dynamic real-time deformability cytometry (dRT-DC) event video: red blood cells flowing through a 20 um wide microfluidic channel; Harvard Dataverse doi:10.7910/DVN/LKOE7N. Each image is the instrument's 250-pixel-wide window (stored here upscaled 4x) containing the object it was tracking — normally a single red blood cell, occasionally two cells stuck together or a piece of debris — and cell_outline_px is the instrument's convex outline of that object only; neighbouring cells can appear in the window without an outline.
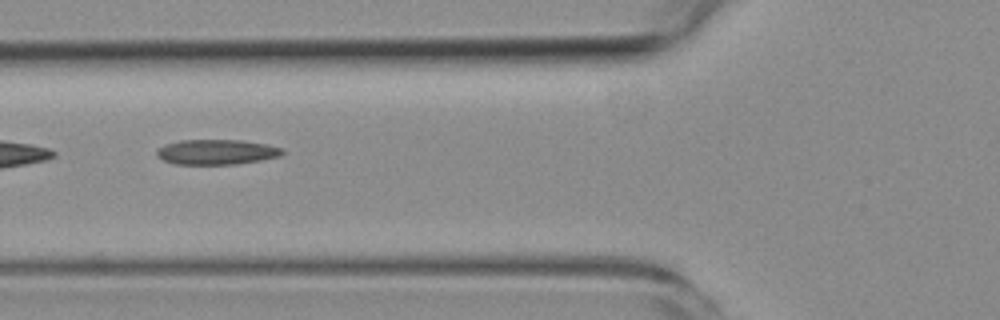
{"species": "common noctule bat (a hibernating species)", "species_latin": "Nyctalus noctula", "temperature_condition": "room temperature", "stored_images_in_passage": 10, "camera_frame_rate_fps": 3000, "um_per_image_px": 0.085, "animal": {"sex": "female", "body_mass_g": 19.3, "forearm_length_mm": 54.1}, "frame": {"image": 1, "passage_image": 5, "time_ms": 6.0, "image_size_px": [1000, 320], "cell_outline_px": [[284, 152], [280, 156], [260, 160], [236, 164], [176, 164], [164, 160], [156, 156], [156, 148], [164, 144], [180, 140], [240, 140], [264, 144], [284, 148]], "centroid_in_image_um": [18.37, 12.91], "position_along_channel_um": 107.4, "area_um2": 18.38}}
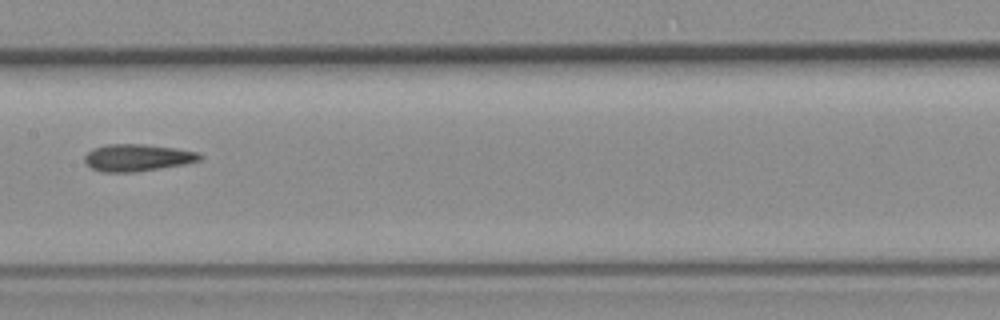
{"frame": {"image": 2, "passage_image": 7, "time_ms": 8.333, "image_size_px": [1000, 320], "cell_outline_px": [[204, 156], [200, 160], [184, 164], [136, 172], [100, 172], [92, 168], [84, 160], [84, 156], [92, 148], [108, 144], [144, 144], [176, 148], [200, 152]], "centroid_in_image_um": [11.69, 13.39], "position_along_channel_um": 195.7, "area_um2": 18.26}}
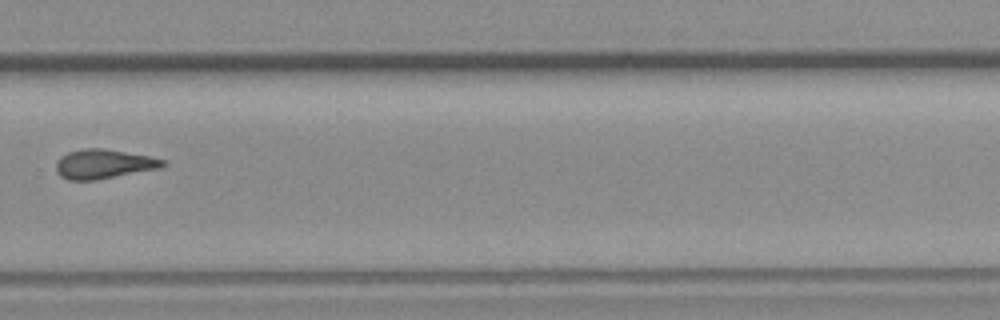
{"frame": {"image": 3, "passage_image": 10, "time_ms": 11.667, "image_size_px": [1000, 320], "cell_outline_px": [[164, 164], [160, 168], [96, 180], [68, 180], [60, 176], [56, 172], [56, 164], [60, 156], [68, 152], [84, 148], [100, 148], [148, 156], [164, 160]], "centroid_in_image_um": [8.75, 13.95], "position_along_channel_um": 321.1, "area_um2": 18.03}}